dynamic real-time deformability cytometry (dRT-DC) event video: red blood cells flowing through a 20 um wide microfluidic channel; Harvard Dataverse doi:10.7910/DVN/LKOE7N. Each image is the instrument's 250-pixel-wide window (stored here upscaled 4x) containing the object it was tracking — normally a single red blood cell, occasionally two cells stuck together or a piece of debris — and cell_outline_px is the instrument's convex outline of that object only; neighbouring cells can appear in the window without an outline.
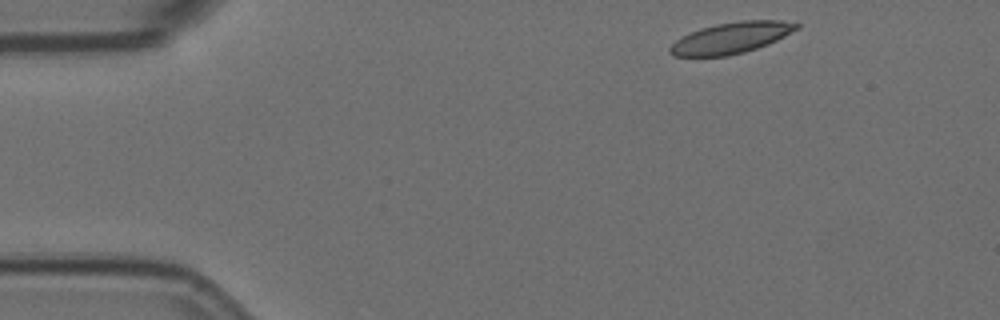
{"species": "Egyptian fruit bat (a non-hibernating species)", "species_latin": "Rousettus aegyptiacus", "temperature_condition": "room temperature", "stored_images_in_passage": 4, "camera_frame_rate_fps": 3000, "um_per_image_px": 0.085, "animal": {"sex": "female"}, "frame": {"image": 1, "passage_image": 1, "time_ms": 0.0, "image_size_px": [1000, 320], "cell_outline_px": [[800, 28], [768, 44], [744, 52], [728, 56], [672, 56], [668, 52], [668, 48], [680, 36], [700, 28], [716, 24], [740, 20], [780, 20], [800, 24]], "centroid_in_image_um": [62.12, 3.21], "position_along_channel_um": 22.9, "area_um2": 23.06}}
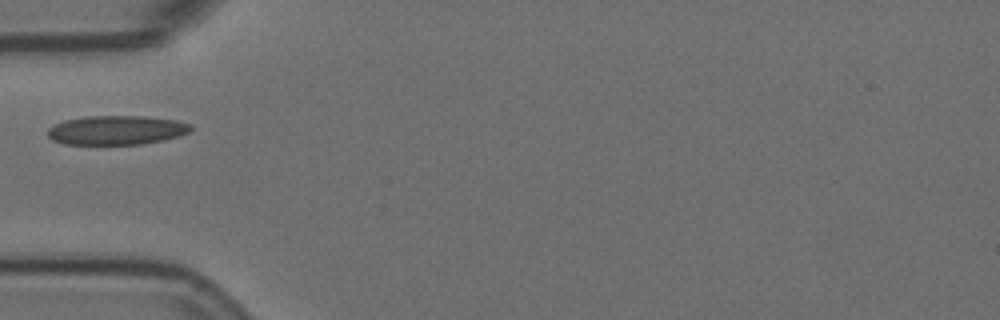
{"frame": {"image": 2, "passage_image": 4, "time_ms": 1.0, "image_size_px": [1000, 320], "cell_outline_px": [[192, 128], [188, 132], [180, 136], [140, 144], [64, 144], [52, 140], [48, 136], [48, 128], [64, 120], [84, 116], [144, 116], [176, 120], [192, 124]], "centroid_in_image_um": [9.89, 11.05], "position_along_channel_um": 75.1, "area_um2": 24.28}}